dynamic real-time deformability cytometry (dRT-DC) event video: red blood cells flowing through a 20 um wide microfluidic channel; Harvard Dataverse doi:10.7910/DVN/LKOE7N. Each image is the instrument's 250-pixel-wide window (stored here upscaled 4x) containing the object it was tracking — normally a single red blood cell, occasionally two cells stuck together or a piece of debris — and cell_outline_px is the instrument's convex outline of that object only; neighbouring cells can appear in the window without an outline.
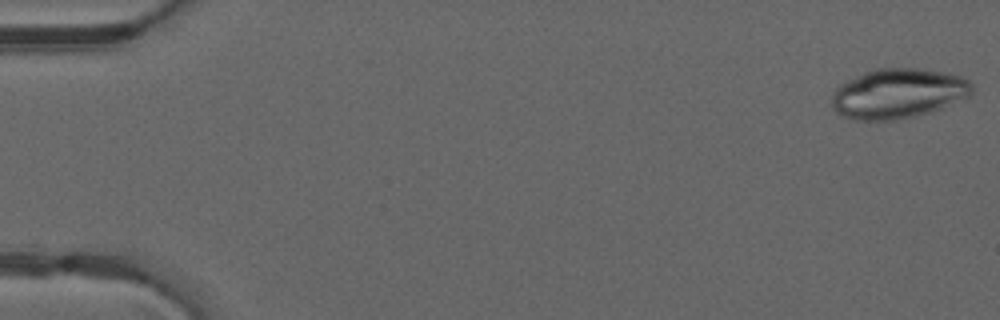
{"species": "common noctule bat (a hibernating species)", "species_latin": "Nyctalus noctula", "temperature_condition": "warm", "stored_images_in_passage": 28, "camera_frame_rate_fps": 3000, "um_per_image_px": 0.085, "animal": {"sex": "male", "forearm_length_mm": 52.5}, "frame": {"image": 1, "passage_image": 1, "time_ms": 0.0, "image_size_px": [1000, 320], "cell_outline_px": [[972, 92], [968, 96], [932, 112], [900, 120], [852, 120], [836, 112], [832, 108], [832, 96], [836, 88], [840, 84], [864, 72], [876, 68], [920, 68], [944, 72], [960, 76], [968, 80], [972, 84]], "centroid_in_image_um": [76.32, 7.95], "position_along_channel_um": 8.7, "area_um2": 40.86}}
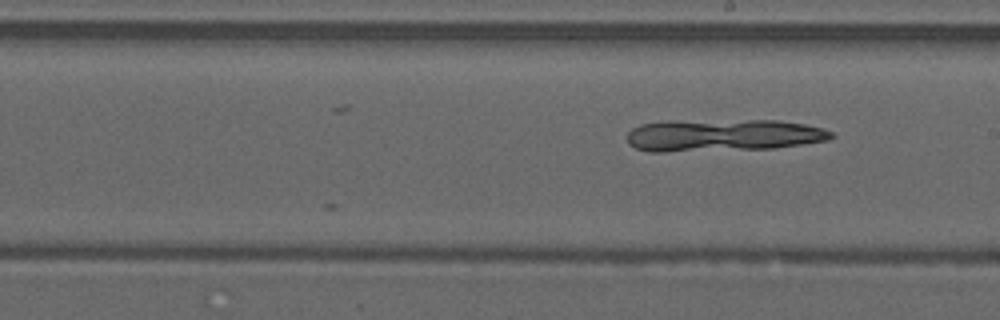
{"frame": {"image": 2, "passage_image": 28, "time_ms": 9.0, "image_size_px": [1000, 320], "cell_outline_px": [[836, 136], [832, 140], [776, 148], [664, 152], [648, 152], [636, 148], [628, 144], [628, 132], [632, 128], [640, 124], [672, 120], [776, 120], [804, 124], [824, 128], [832, 132]], "centroid_in_image_um": [61.47, 11.49], "position_along_channel_um": 227.5, "area_um2": 38.96}}